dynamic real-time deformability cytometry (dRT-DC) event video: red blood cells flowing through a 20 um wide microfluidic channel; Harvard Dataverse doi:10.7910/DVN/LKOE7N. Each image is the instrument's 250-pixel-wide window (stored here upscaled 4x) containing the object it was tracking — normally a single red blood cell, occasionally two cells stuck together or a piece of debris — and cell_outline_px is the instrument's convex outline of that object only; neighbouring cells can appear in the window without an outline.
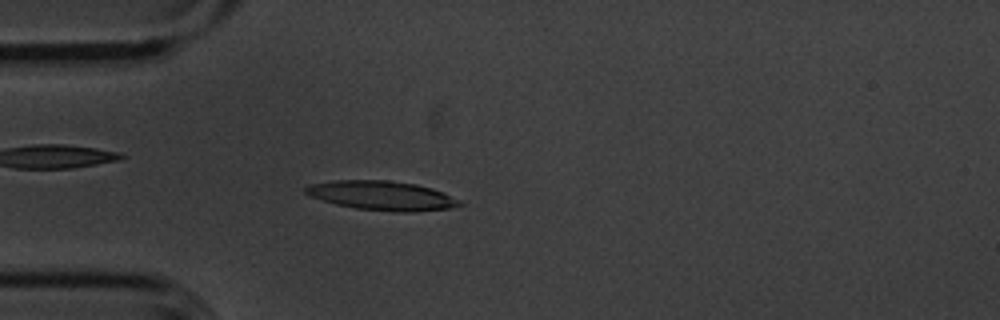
{"species": "common noctule bat (a hibernating species)", "species_latin": "Nyctalus noctula", "temperature_condition": "cold", "stored_images_in_passage": 48, "camera_frame_rate_fps": 3000, "um_per_image_px": 0.085, "animal": {"sex": "male", "body_mass_g": 20.1, "forearm_length_mm": 53.5}, "frame": {"image": 1, "passage_image": 14, "time_ms": 4.333, "image_size_px": [1000, 320], "cell_outline_px": [[464, 204], [452, 208], [416, 212], [392, 212], [356, 208], [336, 204], [308, 196], [304, 192], [304, 188], [308, 184], [336, 180], [388, 180], [416, 184], [432, 188], [444, 192], [460, 200]], "centroid_in_image_um": [32.47, 16.63], "position_along_channel_um": 52.5, "area_um2": 26.59}}
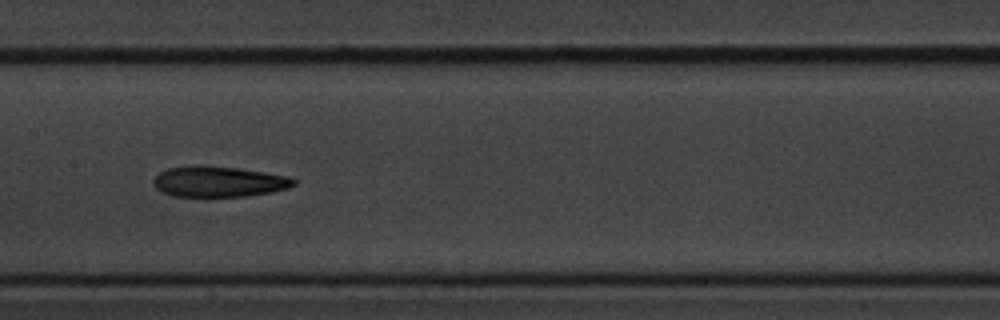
{"frame": {"image": 2, "passage_image": 26, "time_ms": 8.333, "image_size_px": [1000, 320], "cell_outline_px": [[296, 184], [288, 188], [272, 192], [248, 196], [172, 196], [156, 188], [152, 184], [152, 180], [160, 172], [168, 168], [192, 164], [204, 164], [240, 168], [288, 176], [296, 180]], "centroid_in_image_um": [18.58, 15.41], "position_along_channel_um": 188.8, "area_um2": 25.43}}
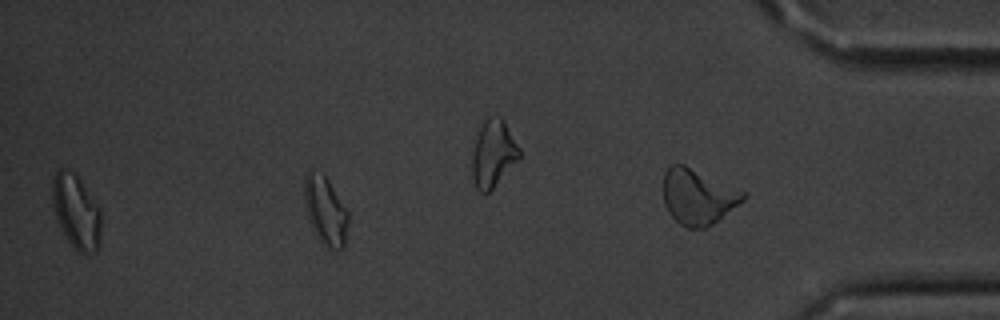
{"frame": {"image": 3, "passage_image": 42, "time_ms": 13.667, "image_size_px": [1000, 320], "cell_outline_px": [[348, 224], [344, 248], [328, 248], [316, 236], [308, 220], [304, 200], [304, 176], [308, 168], [324, 172], [348, 212]], "centroid_in_image_um": [27.63, 17.83], "position_along_channel_um": 407.6, "area_um2": 17.8}, "authors_computed_cell_mechanics": {"area_um2": 24.0159, "velocity_mm_per_s": 3.6035, "shape_relaxation_time_tau1_ms": 3.1731, "shape_relaxation_time_tau2_ms": 7.1577, "deformation_change_tau1": 0.1551, "deformation_change_tau2": 0.1852}}